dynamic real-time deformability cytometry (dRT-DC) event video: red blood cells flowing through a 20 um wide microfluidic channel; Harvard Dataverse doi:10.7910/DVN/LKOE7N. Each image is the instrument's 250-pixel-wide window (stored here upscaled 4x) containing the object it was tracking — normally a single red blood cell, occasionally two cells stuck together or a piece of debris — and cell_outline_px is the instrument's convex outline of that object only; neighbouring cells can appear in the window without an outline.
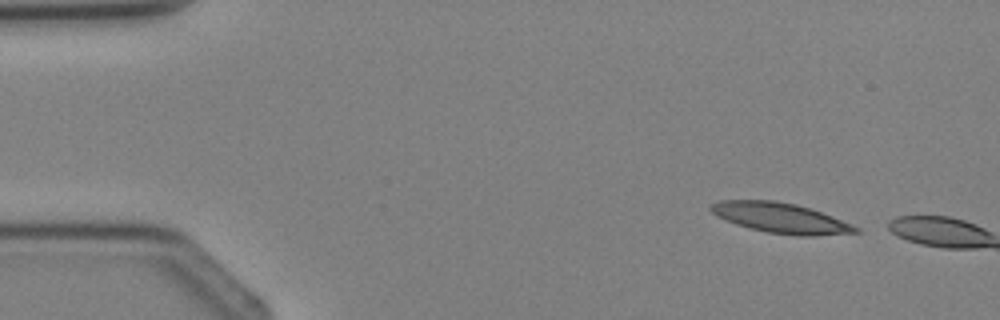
{"species": "Egyptian fruit bat (a non-hibernating species)", "species_latin": "Rousettus aegyptiacus", "temperature_condition": "cold", "stored_images_in_passage": 2, "camera_frame_rate_fps": 3000, "um_per_image_px": 0.085, "animal": {"sex": "female"}, "frame": {"image": 1, "passage_image": 1, "time_ms": 0.0, "image_size_px": [1000, 320], "cell_outline_px": [[860, 232], [812, 236], [796, 236], [768, 232], [748, 228], [724, 220], [716, 216], [708, 208], [712, 204], [720, 200], [776, 200], [796, 204], [832, 216], [852, 224], [860, 228]], "centroid_in_image_um": [66.33, 18.53], "position_along_channel_um": 18.7, "area_um2": 25.49}}